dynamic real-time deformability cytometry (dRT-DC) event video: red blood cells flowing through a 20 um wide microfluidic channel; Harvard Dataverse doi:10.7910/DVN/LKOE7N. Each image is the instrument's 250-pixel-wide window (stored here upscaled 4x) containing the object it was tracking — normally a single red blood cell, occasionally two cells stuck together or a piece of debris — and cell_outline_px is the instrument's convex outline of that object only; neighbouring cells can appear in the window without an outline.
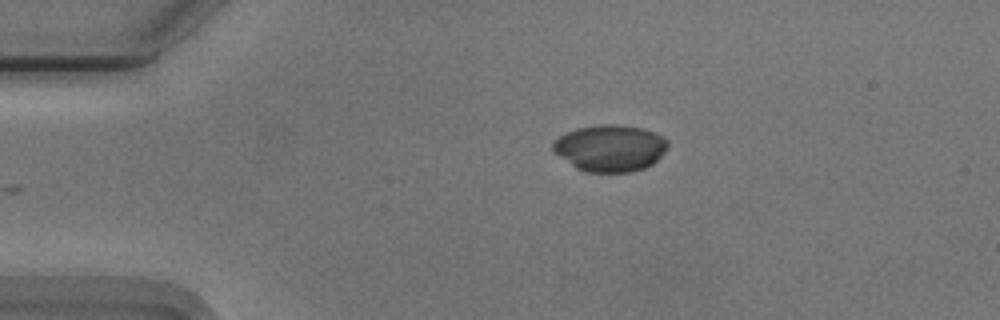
{"species": "Egyptian fruit bat (a non-hibernating species)", "species_latin": "Rousettus aegyptiacus", "temperature_condition": "cold", "stored_images_in_passage": 33, "camera_frame_rate_fps": 3000, "um_per_image_px": 0.085, "animal": {"sex": "male"}, "frame": {"image": 1, "passage_image": 1, "time_ms": 0.0, "image_size_px": [1000, 320], "cell_outline_px": [[668, 144], [664, 152], [652, 164], [644, 168], [632, 172], [584, 172], [576, 168], [552, 152], [552, 144], [560, 136], [576, 128], [600, 124], [612, 124], [640, 128], [664, 136], [668, 140]], "centroid_in_image_um": [51.84, 12.6], "position_along_channel_um": 33.2, "area_um2": 31.21}}
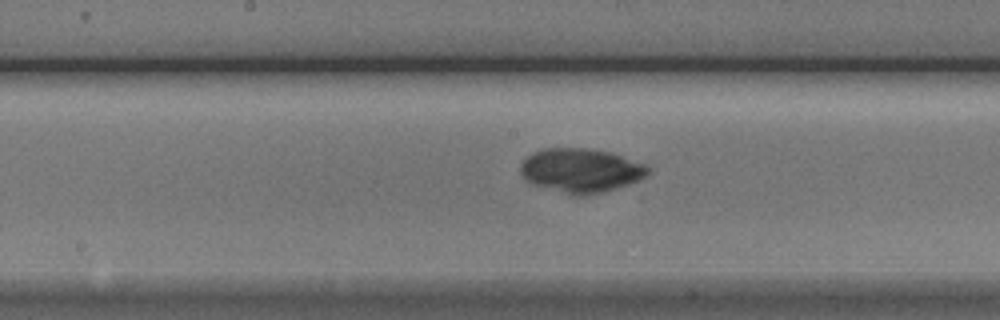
{"frame": {"image": 2, "passage_image": 18, "time_ms": 5.667, "image_size_px": [1000, 320], "cell_outline_px": [[648, 172], [644, 176], [628, 184], [604, 192], [584, 196], [572, 196], [532, 184], [524, 180], [520, 172], [520, 164], [532, 152], [544, 148], [588, 148], [608, 152], [644, 164], [648, 168]], "centroid_in_image_um": [49.29, 14.5], "position_along_channel_um": 198.9, "area_um2": 32.66}}
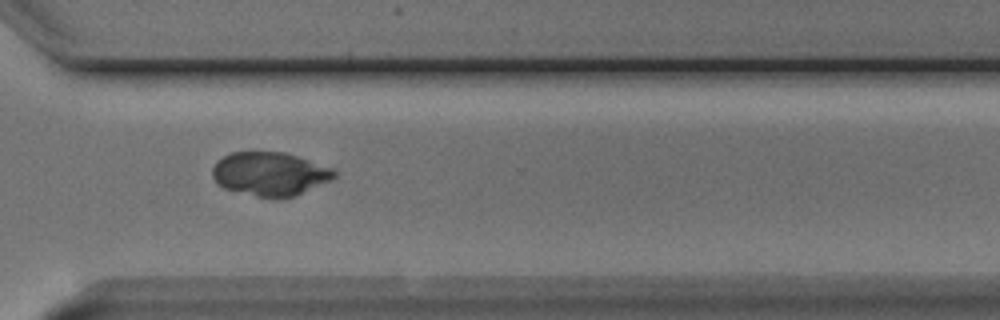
{"frame": {"image": 3, "passage_image": 30, "time_ms": 9.667, "image_size_px": [1000, 320], "cell_outline_px": [[336, 176], [332, 180], [296, 196], [280, 200], [272, 200], [224, 188], [212, 176], [212, 168], [224, 156], [232, 152], [284, 152], [332, 168], [336, 172]], "centroid_in_image_um": [22.98, 14.81], "position_along_channel_um": 347.6, "area_um2": 31.1}}